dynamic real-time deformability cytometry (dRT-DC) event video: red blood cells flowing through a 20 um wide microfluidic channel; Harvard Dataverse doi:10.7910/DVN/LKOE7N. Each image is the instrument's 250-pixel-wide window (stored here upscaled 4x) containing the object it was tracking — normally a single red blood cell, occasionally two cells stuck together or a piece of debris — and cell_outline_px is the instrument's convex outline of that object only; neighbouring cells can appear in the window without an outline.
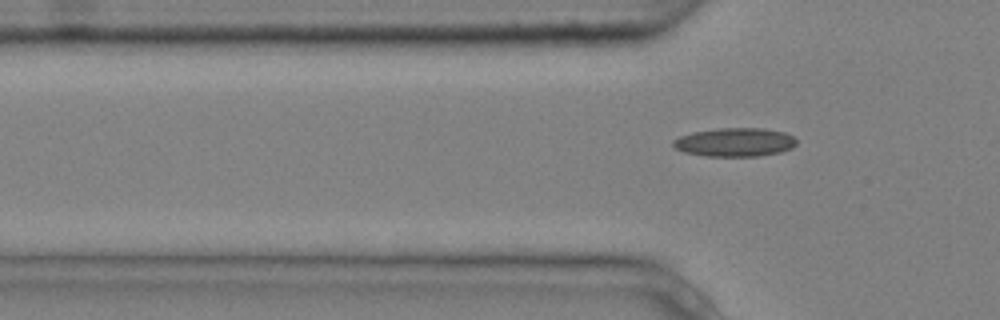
{"species": "common noctule bat (a hibernating species)", "species_latin": "Nyctalus noctula", "temperature_condition": "cold", "stored_images_in_passage": 6, "camera_frame_rate_fps": 3000, "um_per_image_px": 0.085, "animal": {"sex": "male", "body_mass_g": 20.4}, "frame": {"image": 1, "passage_image": 6, "time_ms": 1.667, "image_size_px": [1000, 320], "cell_outline_px": [[796, 144], [792, 148], [780, 152], [756, 156], [708, 156], [684, 152], [676, 148], [672, 144], [672, 140], [680, 136], [692, 132], [720, 128], [764, 128], [784, 132], [792, 136], [796, 140]], "centroid_in_image_um": [62.46, 12.08], "position_along_channel_um": 63.3, "area_um2": 20.52}}